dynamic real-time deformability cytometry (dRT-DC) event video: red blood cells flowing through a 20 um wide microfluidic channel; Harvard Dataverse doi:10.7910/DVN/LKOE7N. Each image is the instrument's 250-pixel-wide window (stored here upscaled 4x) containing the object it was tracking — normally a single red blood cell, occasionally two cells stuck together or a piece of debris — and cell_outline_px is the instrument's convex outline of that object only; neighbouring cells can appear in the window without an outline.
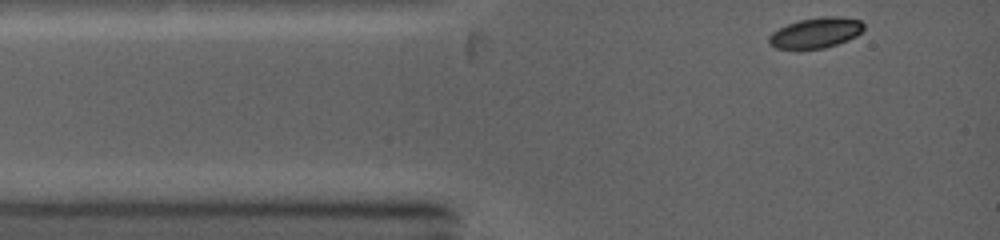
{"species": "common noctule bat (a hibernating species)", "species_latin": "Nyctalus noctula", "temperature_condition": "warm", "stored_images_in_passage": 15, "camera_frame_rate_fps": 5000, "um_per_image_px": 0.085, "animal": {"sex": "female", "body_mass_g": 19.0, "forearm_length_mm": 53.3}, "frame": {"image": 1, "passage_image": 1, "time_ms": 0.0, "image_size_px": [1000, 240], "cell_outline_px": [[864, 28], [856, 36], [848, 40], [824, 48], [796, 52], [776, 48], [768, 44], [768, 36], [772, 32], [788, 24], [800, 20], [824, 16], [840, 16], [860, 20], [864, 24]], "centroid_in_image_um": [69.29, 2.83], "position_along_channel_um": 15.7, "area_um2": 17.34}}
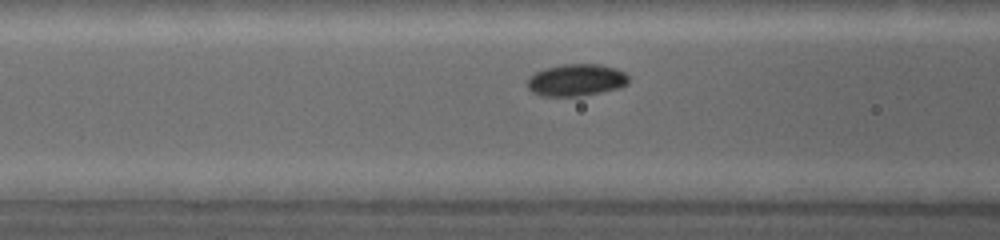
{"frame": {"image": 2, "passage_image": 8, "time_ms": 3.2, "image_size_px": [1000, 240], "cell_outline_px": [[628, 84], [620, 88], [580, 96], [540, 96], [532, 92], [528, 88], [528, 76], [544, 68], [560, 64], [600, 64], [616, 68], [624, 72], [628, 76]], "centroid_in_image_um": [48.97, 6.8], "position_along_channel_um": 117.6, "area_um2": 19.07}}
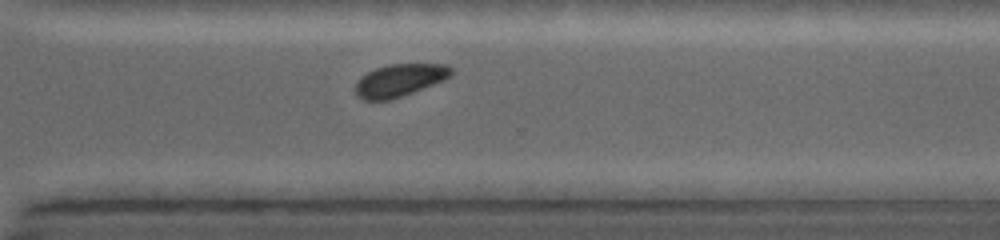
{"frame": {"image": 3, "passage_image": 15, "time_ms": 8.4, "image_size_px": [1000, 240], "cell_outline_px": [[452, 72], [448, 76], [432, 84], [400, 96], [388, 100], [364, 100], [356, 96], [356, 84], [368, 72], [376, 68], [392, 64], [444, 64], [452, 68]], "centroid_in_image_um": [33.93, 6.82], "position_along_channel_um": 336.7, "area_um2": 17.4}}